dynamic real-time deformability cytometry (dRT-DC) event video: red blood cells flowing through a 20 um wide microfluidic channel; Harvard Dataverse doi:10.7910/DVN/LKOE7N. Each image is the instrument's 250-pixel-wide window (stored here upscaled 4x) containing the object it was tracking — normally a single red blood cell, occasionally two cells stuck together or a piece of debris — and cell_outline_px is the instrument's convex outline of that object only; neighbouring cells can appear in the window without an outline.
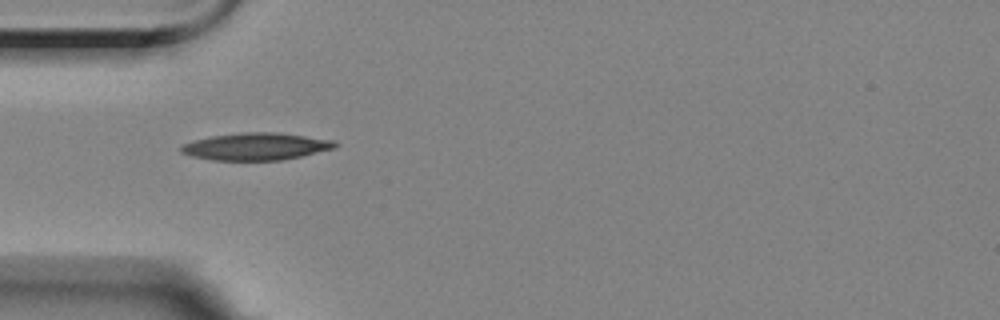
{"species": "Egyptian fruit bat (a non-hibernating species)", "species_latin": "Rousettus aegyptiacus", "temperature_condition": "room temperature", "stored_images_in_passage": 5, "camera_frame_rate_fps": 3000, "um_per_image_px": 0.085, "animal": {"sex": "female"}, "frame": {"image": 1, "passage_image": 4, "time_ms": 4.667, "image_size_px": [1000, 320], "cell_outline_px": [[340, 144], [336, 148], [300, 156], [280, 160], [212, 160], [192, 156], [180, 152], [180, 144], [192, 140], [212, 136], [244, 132], [280, 132], [336, 140]], "centroid_in_image_um": [21.78, 12.44], "position_along_channel_um": 63.2, "area_um2": 24.68}}
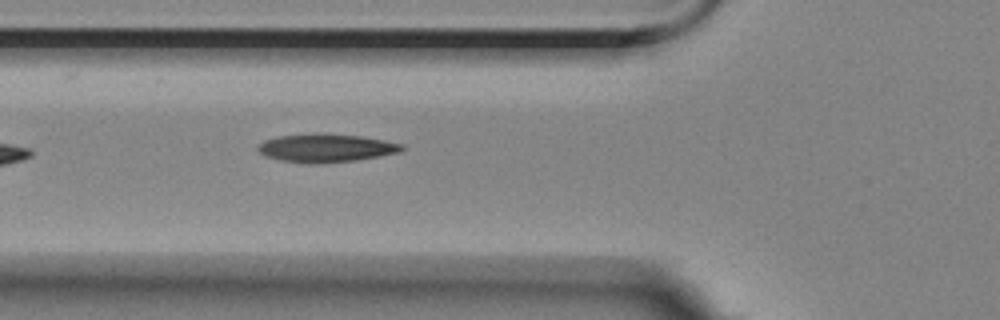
{"frame": {"image": 2, "passage_image": 5, "time_ms": 5.667, "image_size_px": [1000, 320], "cell_outline_px": [[404, 148], [400, 152], [356, 160], [320, 164], [308, 164], [280, 160], [264, 156], [256, 148], [264, 140], [280, 136], [360, 136], [384, 140], [404, 144]], "centroid_in_image_um": [27.72, 12.63], "position_along_channel_um": 98.1, "area_um2": 22.77}}